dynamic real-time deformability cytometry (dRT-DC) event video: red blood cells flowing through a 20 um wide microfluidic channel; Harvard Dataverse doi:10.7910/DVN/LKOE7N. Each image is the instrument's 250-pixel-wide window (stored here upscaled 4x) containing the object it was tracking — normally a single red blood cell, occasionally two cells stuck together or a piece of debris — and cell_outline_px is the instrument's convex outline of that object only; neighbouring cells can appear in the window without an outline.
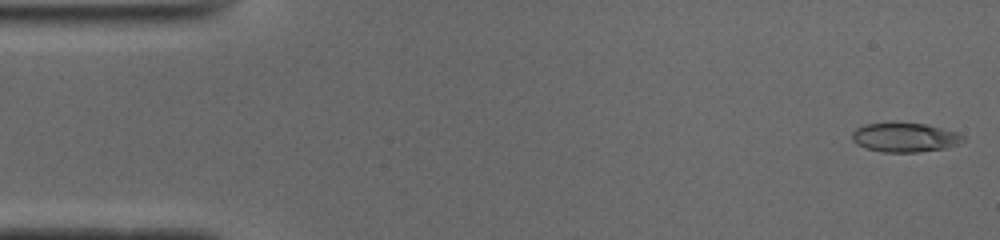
{"species": "common noctule bat (a hibernating species)", "species_latin": "Nyctalus noctula", "temperature_condition": "cold", "stored_images_in_passage": 48, "camera_frame_rate_fps": 3000, "um_per_image_px": 0.085, "animal": {"sex": "male", "body_mass_g": 19.0, "forearm_length_mm": 50.8}, "frame": {"image": 1, "passage_image": 1, "time_ms": 0.0, "image_size_px": [1000, 240], "cell_outline_px": [[964, 140], [948, 148], [916, 152], [884, 152], [864, 148], [856, 144], [852, 140], [852, 132], [856, 128], [864, 124], [924, 124], [956, 132], [964, 136]], "centroid_in_image_um": [76.88, 11.7], "position_along_channel_um": 8.1, "area_um2": 18.55}}
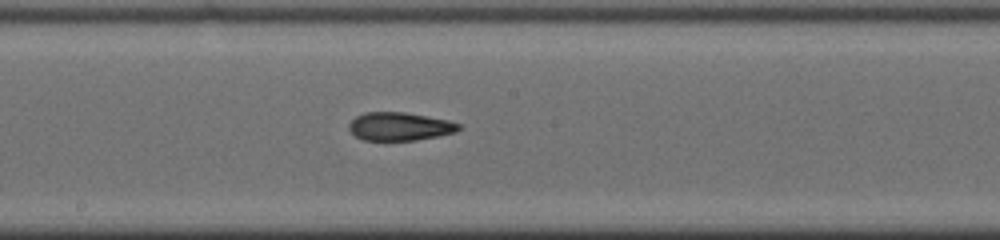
{"frame": {"image": 2, "passage_image": 26, "time_ms": 8.333, "image_size_px": [1000, 240], "cell_outline_px": [[464, 128], [456, 132], [416, 140], [364, 140], [356, 136], [348, 128], [348, 124], [356, 116], [364, 112], [404, 112], [448, 120], [460, 124]], "centroid_in_image_um": [33.98, 10.74], "position_along_channel_um": 214.2, "area_um2": 18.03}}
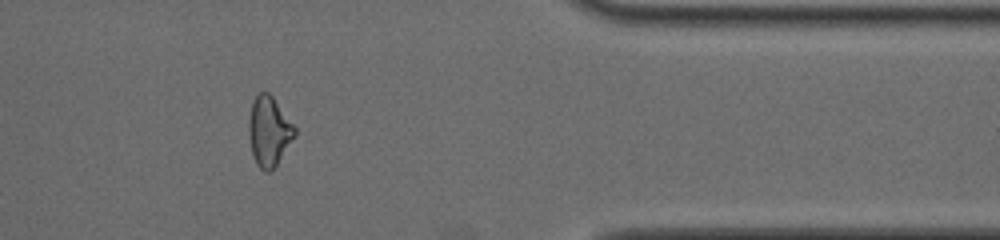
{"frame": {"image": 3, "passage_image": 41, "time_ms": 13.333, "image_size_px": [1000, 240], "cell_outline_px": [[296, 136], [276, 164], [268, 172], [264, 172], [256, 164], [252, 152], [248, 132], [248, 120], [252, 100], [260, 92], [268, 92], [272, 96], [296, 128]], "centroid_in_image_um": [22.85, 11.15], "position_along_channel_um": 388.5, "area_um2": 18.55}, "authors_computed_cell_mechanics": {"area_um2": 18.785, "velocity_mm_per_s": 3.9394, "shape_relaxation_time_tau1_ms": null, "shape_relaxation_time_tau2_ms": 2.5058, "deformation_change_tau1": null, "deformation_change_tau2": 0.1054}}